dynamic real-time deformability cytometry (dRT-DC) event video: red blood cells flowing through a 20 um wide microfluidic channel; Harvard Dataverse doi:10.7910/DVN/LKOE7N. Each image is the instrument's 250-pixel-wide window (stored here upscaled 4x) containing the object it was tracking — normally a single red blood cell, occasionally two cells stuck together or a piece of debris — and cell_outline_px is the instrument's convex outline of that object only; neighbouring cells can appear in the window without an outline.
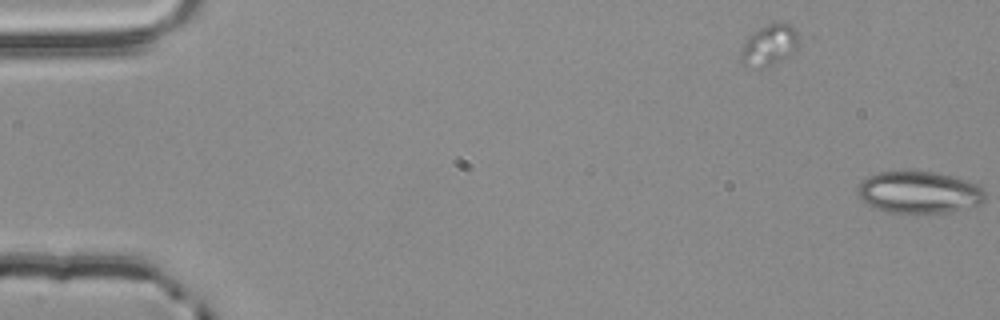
{"species": "common noctule bat (a hibernating species)", "species_latin": "Nyctalus noctula", "temperature_condition": "room temperature", "stored_images_in_passage": 5, "camera_frame_rate_fps": 3000, "um_per_image_px": 0.085, "animal": {"sex": "male", "body_mass_g": 20.4}, "frame": {"image": 1, "passage_image": 1, "time_ms": 0.0, "image_size_px": [1000, 320], "cell_outline_px": [[984, 200], [976, 208], [948, 212], [888, 212], [876, 208], [868, 204], [856, 192], [860, 184], [868, 176], [880, 172], [932, 172], [952, 176], [980, 184], [984, 188]], "centroid_in_image_um": [78.2, 16.36], "position_along_channel_um": 6.8, "area_um2": 30.98}}
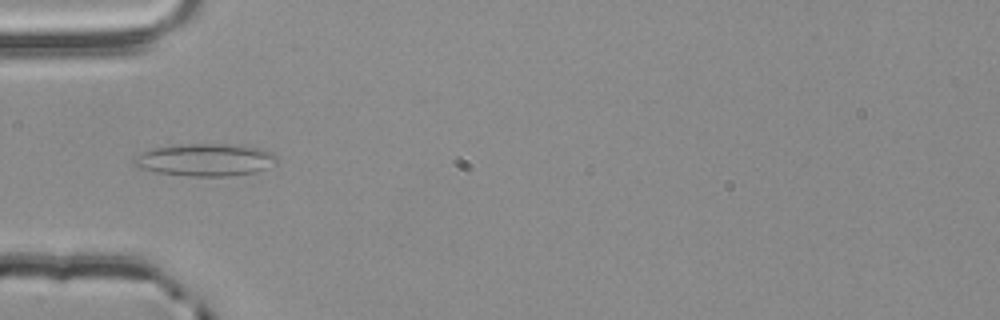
{"frame": {"image": 2, "passage_image": 5, "time_ms": 1.333, "image_size_px": [1000, 320], "cell_outline_px": [[276, 164], [256, 172], [224, 176], [192, 176], [156, 172], [136, 168], [132, 164], [132, 160], [136, 156], [144, 152], [156, 148], [188, 144], [240, 144], [256, 148], [268, 152], [276, 156]], "centroid_in_image_um": [17.43, 13.59], "position_along_channel_um": 67.6, "area_um2": 26.7}}